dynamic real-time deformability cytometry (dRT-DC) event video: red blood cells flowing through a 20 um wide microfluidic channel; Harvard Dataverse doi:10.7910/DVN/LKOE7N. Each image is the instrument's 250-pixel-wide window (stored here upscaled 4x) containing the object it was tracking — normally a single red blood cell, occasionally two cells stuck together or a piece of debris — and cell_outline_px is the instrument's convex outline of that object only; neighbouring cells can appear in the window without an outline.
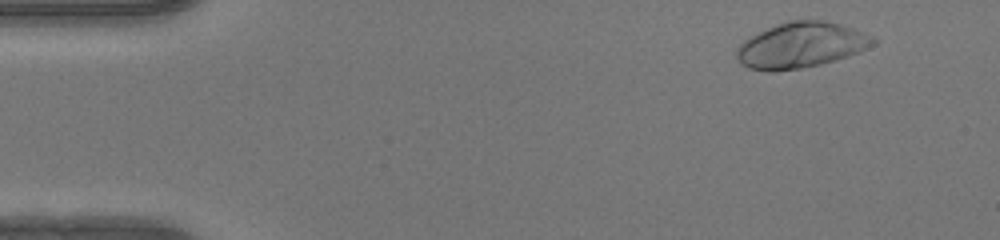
{"species": "human", "species_latin": "Homo sapiens", "temperature_condition": "warm", "stored_images_in_passage": 48, "camera_frame_rate_fps": 3000, "um_per_image_px": 0.085, "donor": {"sex": "female"}, "frame": {"image": 1, "passage_image": 3, "time_ms": 0.667, "image_size_px": [1000, 240], "cell_outline_px": [[876, 40], [872, 44], [860, 52], [848, 56], [820, 64], [800, 68], [776, 72], [768, 72], [748, 68], [736, 56], [736, 48], [744, 40], [776, 24], [788, 20], [820, 20], [840, 24], [852, 28]], "centroid_in_image_um": [68.03, 3.85], "position_along_channel_um": 17.0, "area_um2": 35.72}}
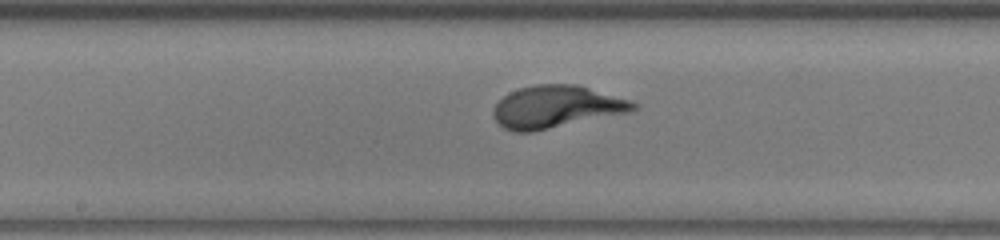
{"frame": {"image": 2, "passage_image": 24, "time_ms": 7.667, "image_size_px": [1000, 240], "cell_outline_px": [[640, 108], [628, 112], [532, 132], [516, 132], [504, 128], [492, 116], [492, 108], [508, 92], [520, 88], [536, 84], [576, 84], [628, 100], [640, 104]], "centroid_in_image_um": [47.25, 9.08], "position_along_channel_um": 201.0, "area_um2": 34.28}}
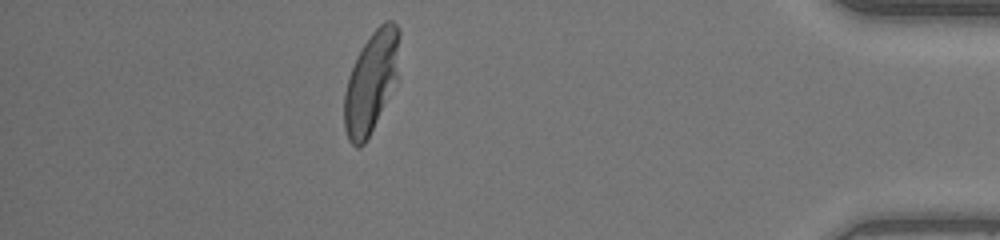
{"frame": {"image": 3, "passage_image": 42, "time_ms": 13.667, "image_size_px": [1000, 240], "cell_outline_px": [[400, 80], [364, 144], [360, 148], [356, 148], [348, 140], [344, 128], [344, 92], [348, 76], [356, 56], [372, 32], [384, 20], [392, 20], [400, 28]], "centroid_in_image_um": [31.6, 6.96], "position_along_channel_um": 403.6, "area_um2": 33.7}, "authors_computed_cell_mechanics": {"area_um2": 33.2639, "velocity_mm_per_s": 4.1892, "shape_relaxation_time_tau1_ms": 2.6934, "shape_relaxation_time_tau2_ms": null, "deformation_change_tau1": 0.2169, "deformation_change_tau2": null}}